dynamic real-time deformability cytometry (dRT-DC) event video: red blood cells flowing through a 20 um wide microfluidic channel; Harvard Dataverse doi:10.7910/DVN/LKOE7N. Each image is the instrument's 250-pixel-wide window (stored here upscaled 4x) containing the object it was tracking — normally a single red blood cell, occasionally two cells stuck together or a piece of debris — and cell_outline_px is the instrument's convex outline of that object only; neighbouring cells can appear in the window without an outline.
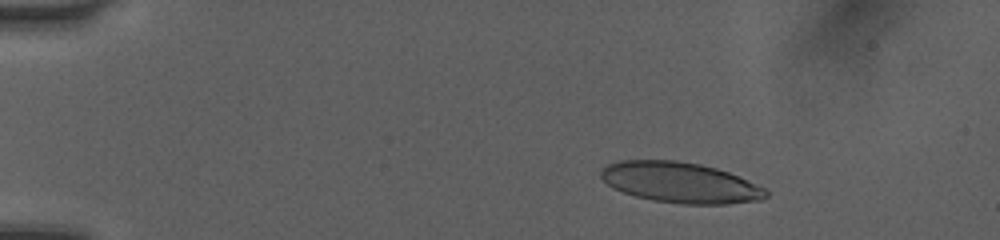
{"species": "human", "species_latin": "Homo sapiens", "temperature_condition": "room temperature", "stored_images_in_passage": 52, "camera_frame_rate_fps": 3000, "um_per_image_px": 0.085, "donor": {"sex": "female"}, "frame": {"image": 1, "passage_image": 9, "time_ms": 2.667, "image_size_px": [1000, 240], "cell_outline_px": [[768, 196], [760, 200], [728, 204], [680, 204], [652, 200], [636, 196], [612, 188], [600, 176], [600, 172], [608, 164], [620, 160], [676, 160], [700, 164], [716, 168], [728, 172], [764, 188], [768, 192]], "centroid_in_image_um": [57.81, 15.52], "position_along_channel_um": 27.2, "area_um2": 38.9}}
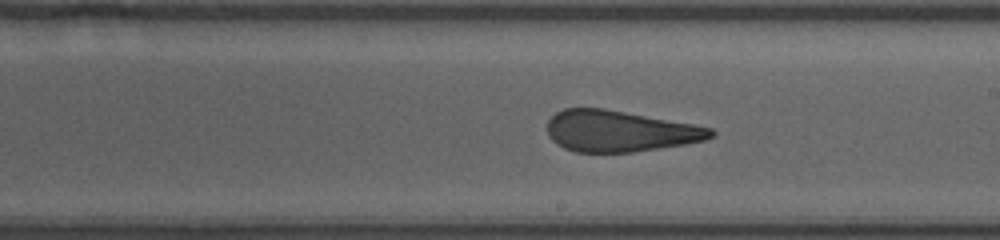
{"frame": {"image": 2, "passage_image": 31, "time_ms": 10.0, "image_size_px": [1000, 240], "cell_outline_px": [[716, 132], [712, 136], [704, 140], [684, 144], [632, 152], [576, 152], [564, 148], [556, 144], [548, 136], [548, 120], [556, 112], [564, 108], [604, 108], [692, 124], [712, 128]], "centroid_in_image_um": [52.63, 11.14], "position_along_channel_um": 236.4, "area_um2": 39.02}}
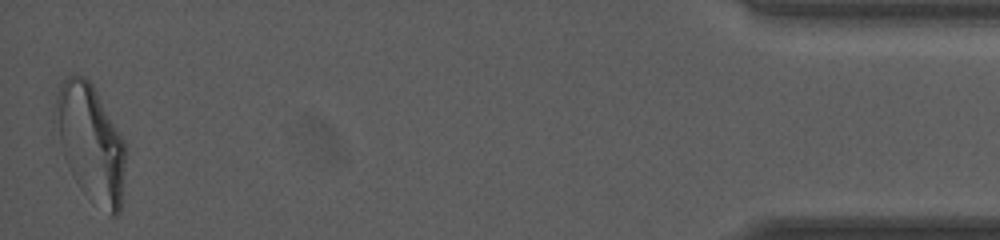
{"frame": {"image": 3, "passage_image": 51, "time_ms": 16.667, "image_size_px": [1000, 240], "cell_outline_px": [[124, 168], [120, 212], [116, 216], [112, 216], [84, 192], [80, 188], [72, 176], [52, 132], [52, 112], [56, 96], [60, 84], [68, 76], [76, 72], [88, 80], [92, 84], [124, 140]], "centroid_in_image_um": [7.61, 12.08], "position_along_channel_um": 427.6, "area_um2": 48.09}, "authors_computed_cell_mechanics": {"area_um2": 40.7201, "velocity_mm_per_s": 4.0582, "shape_relaxation_time_tau1_ms": null, "shape_relaxation_time_tau2_ms": 1.4253, "deformation_change_tau1": null, "deformation_change_tau2": 0.1127}}